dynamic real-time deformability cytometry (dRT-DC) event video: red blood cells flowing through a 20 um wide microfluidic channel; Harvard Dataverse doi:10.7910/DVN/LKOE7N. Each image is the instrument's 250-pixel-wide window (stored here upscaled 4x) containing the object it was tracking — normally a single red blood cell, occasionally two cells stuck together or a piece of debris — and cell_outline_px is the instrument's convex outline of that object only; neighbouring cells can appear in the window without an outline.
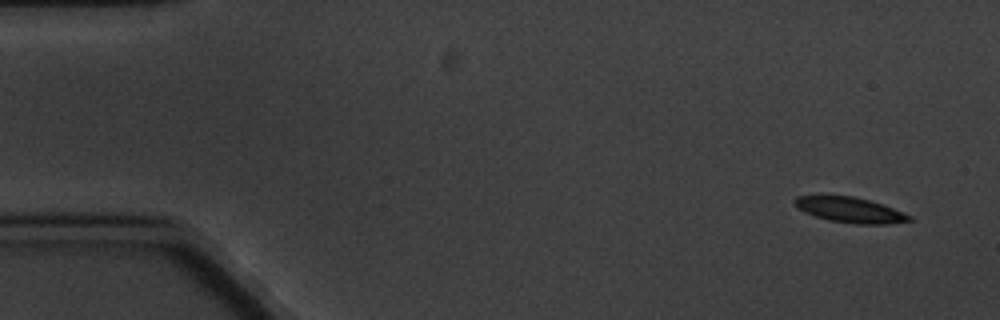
{"species": "common noctule bat (a hibernating species)", "species_latin": "Nyctalus noctula", "temperature_condition": "cold", "stored_images_in_passage": 10, "camera_frame_rate_fps": 3000, "um_per_image_px": 0.085, "animal": {"sex": "male", "body_mass_g": 20.1, "forearm_length_mm": 53.5}, "frame": {"image": 1, "passage_image": 1, "time_ms": 0.0, "image_size_px": [1000, 320], "cell_outline_px": [[912, 220], [888, 224], [856, 224], [828, 220], [804, 212], [796, 208], [792, 204], [792, 200], [796, 196], [820, 192], [852, 196], [884, 204], [912, 216]], "centroid_in_image_um": [72.12, 17.78], "position_along_channel_um": 12.9, "area_um2": 17.8}}
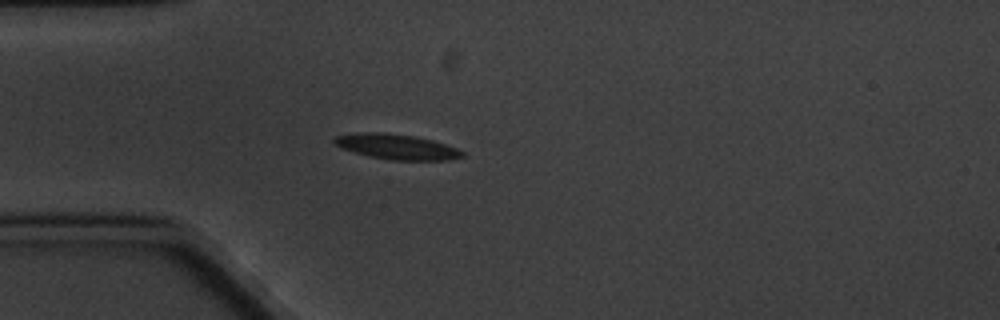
{"frame": {"image": 2, "passage_image": 4, "time_ms": 4.333, "image_size_px": [1000, 320], "cell_outline_px": [[464, 156], [448, 160], [392, 160], [368, 156], [340, 148], [332, 144], [332, 140], [336, 136], [364, 132], [384, 132], [416, 136], [432, 140], [456, 148], [464, 152]], "centroid_in_image_um": [33.68, 12.47], "position_along_channel_um": 51.3, "area_um2": 18.84}}
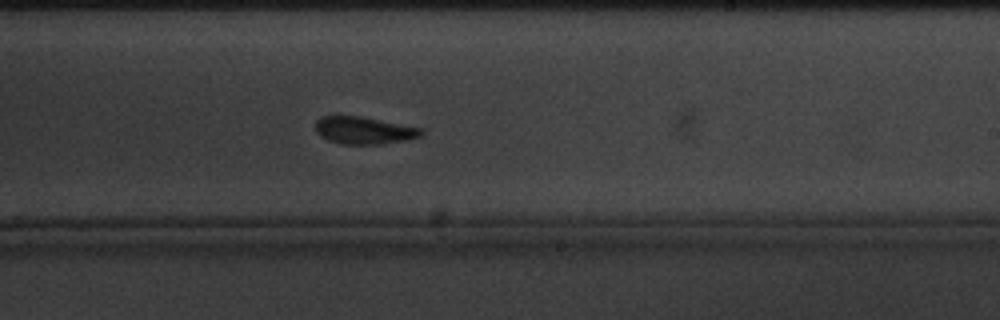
{"frame": {"image": 3, "passage_image": 10, "time_ms": 11.0, "image_size_px": [1000, 320], "cell_outline_px": [[424, 132], [420, 136], [404, 140], [384, 144], [340, 144], [328, 140], [320, 136], [316, 132], [316, 120], [320, 116], [360, 116], [424, 128]], "centroid_in_image_um": [30.94, 11.08], "position_along_channel_um": 258.1, "area_um2": 16.94}}